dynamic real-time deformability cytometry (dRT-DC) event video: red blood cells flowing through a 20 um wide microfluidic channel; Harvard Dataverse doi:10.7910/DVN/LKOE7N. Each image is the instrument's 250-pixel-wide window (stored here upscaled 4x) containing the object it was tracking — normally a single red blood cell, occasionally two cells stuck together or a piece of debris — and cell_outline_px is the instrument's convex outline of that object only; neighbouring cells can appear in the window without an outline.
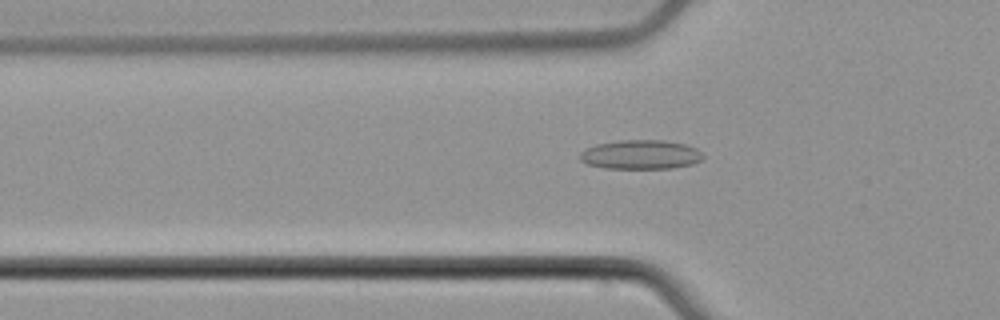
{"species": "common noctule bat (a hibernating species)", "species_latin": "Nyctalus noctula", "temperature_condition": "cold", "stored_images_in_passage": 42, "camera_frame_rate_fps": 3000, "um_per_image_px": 0.085, "animal": {"sex": "male", "body_mass_g": 21.5, "forearm_length_mm": 52.0}, "frame": {"image": 1, "passage_image": 12, "time_ms": 3.667, "image_size_px": [1000, 320], "cell_outline_px": [[704, 156], [700, 160], [692, 164], [672, 168], [604, 168], [588, 164], [580, 160], [580, 152], [584, 148], [596, 144], [620, 140], [664, 140], [684, 144], [696, 148]], "centroid_in_image_um": [54.43, 13.13], "position_along_channel_um": 71.4, "area_um2": 20.92}}
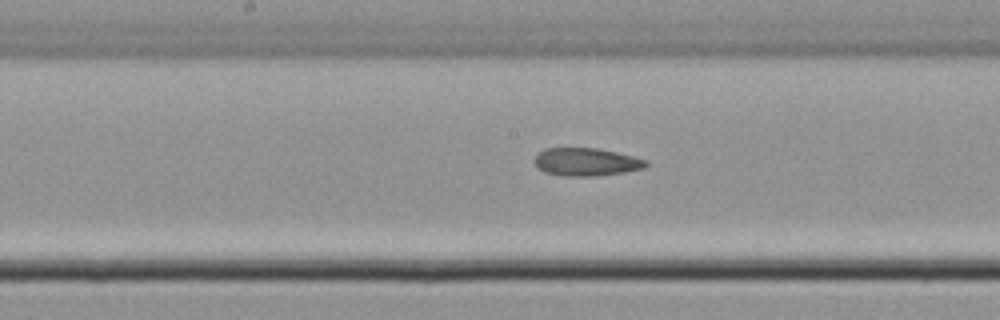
{"frame": {"image": 2, "passage_image": 22, "time_ms": 7.0, "image_size_px": [1000, 320], "cell_outline_px": [[648, 164], [644, 168], [624, 172], [596, 176], [564, 176], [544, 172], [536, 168], [532, 160], [544, 148], [596, 148], [616, 152], [648, 160]], "centroid_in_image_um": [49.79, 13.77], "position_along_channel_um": 198.4, "area_um2": 18.26}}
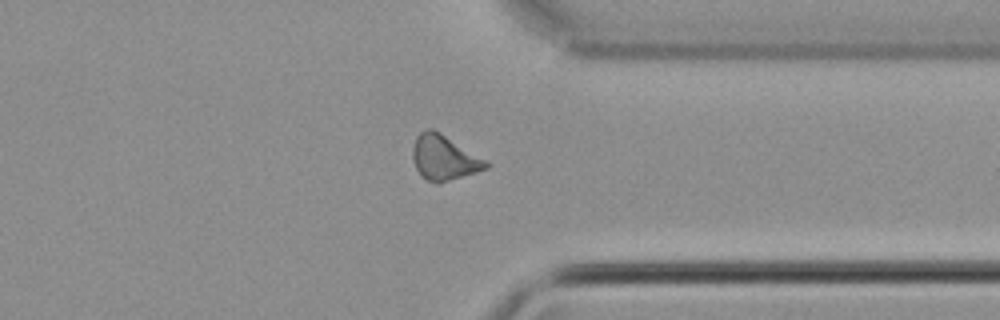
{"frame": {"image": 3, "passage_image": 36, "time_ms": 11.667, "image_size_px": [1000, 320], "cell_outline_px": [[488, 168], [476, 172], [436, 184], [428, 180], [416, 168], [412, 156], [412, 148], [416, 136], [420, 132], [428, 128], [432, 128], [440, 132], [484, 160], [488, 164]], "centroid_in_image_um": [37.69, 13.39], "position_along_channel_um": 373.7, "area_um2": 18.67}}